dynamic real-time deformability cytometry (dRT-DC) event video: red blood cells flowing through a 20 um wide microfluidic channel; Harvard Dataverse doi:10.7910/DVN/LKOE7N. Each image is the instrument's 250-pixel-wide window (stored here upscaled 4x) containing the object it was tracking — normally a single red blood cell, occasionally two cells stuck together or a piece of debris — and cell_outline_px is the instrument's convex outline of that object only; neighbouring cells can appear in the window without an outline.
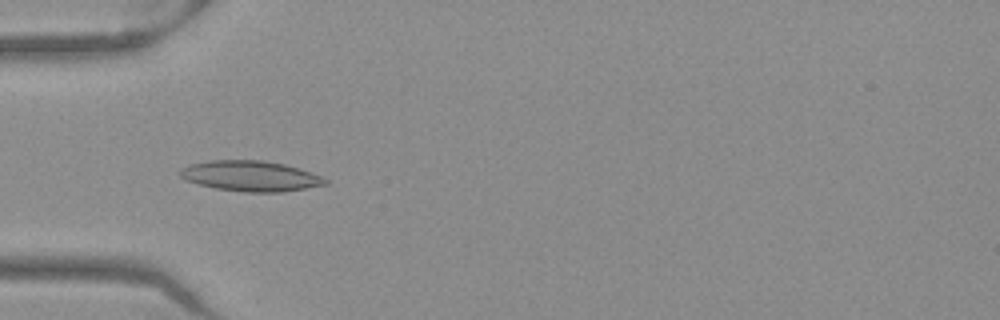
{"species": "Egyptian fruit bat (a non-hibernating species)", "species_latin": "Rousettus aegyptiacus", "temperature_condition": "warm", "stored_images_in_passage": 51, "camera_frame_rate_fps": 3000, "um_per_image_px": 0.085, "frame": {"image": 1, "passage_image": 16, "time_ms": 5.0, "image_size_px": [1000, 320], "cell_outline_px": [[328, 184], [280, 192], [244, 192], [216, 188], [184, 180], [180, 176], [180, 168], [192, 164], [208, 160], [264, 160], [284, 164], [300, 168], [320, 176], [328, 180]], "centroid_in_image_um": [21.29, 14.95], "position_along_channel_um": 63.7, "area_um2": 25.66}}
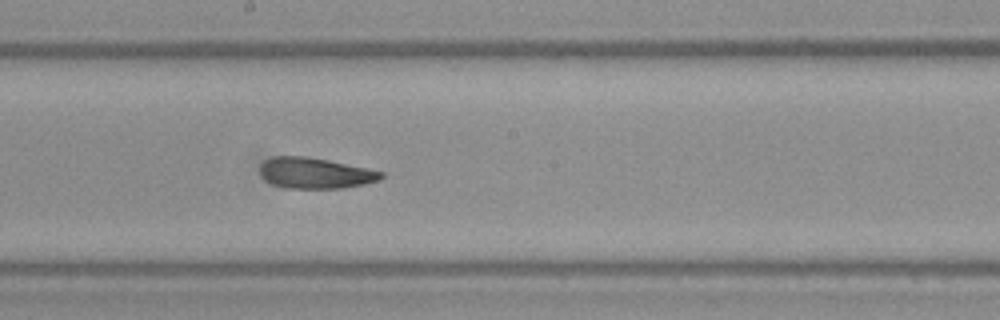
{"frame": {"image": 2, "passage_image": 28, "time_ms": 9.0, "image_size_px": [1000, 320], "cell_outline_px": [[384, 176], [380, 180], [364, 184], [344, 188], [288, 188], [272, 184], [264, 180], [260, 176], [260, 164], [264, 160], [272, 156], [308, 156], [328, 160], [384, 172]], "centroid_in_image_um": [26.75, 14.71], "position_along_channel_um": 221.4, "area_um2": 21.91}}
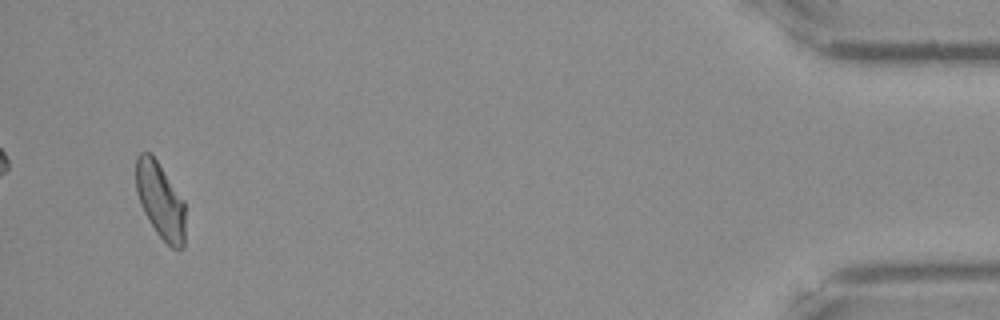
{"frame": {"image": 3, "passage_image": 49, "time_ms": 16.0, "image_size_px": [1000, 320], "cell_outline_px": [[184, 248], [180, 252], [172, 248], [156, 232], [148, 220], [140, 204], [136, 192], [136, 156], [140, 152], [148, 152], [156, 160], [184, 200]], "centroid_in_image_um": [13.62, 17.08], "position_along_channel_um": 421.6, "area_um2": 21.79}, "authors_computed_cell_mechanics": {"area_um2": 22.7732, "velocity_mm_per_s": 3.9703, "shape_relaxation_time_tau1_ms": 10.4919, "shape_relaxation_time_tau2_ms": 2.503, "deformation_change_tau1": 0.1814, "deformation_change_tau2": 0.0874}}